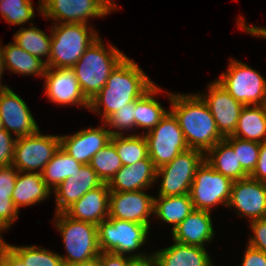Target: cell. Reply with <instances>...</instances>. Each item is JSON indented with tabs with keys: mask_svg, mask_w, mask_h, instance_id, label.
Instances as JSON below:
<instances>
[{
	"mask_svg": "<svg viewBox=\"0 0 266 266\" xmlns=\"http://www.w3.org/2000/svg\"><path fill=\"white\" fill-rule=\"evenodd\" d=\"M154 84L136 62L125 56L112 70L103 88L90 101L89 111L98 115L102 112L100 115L104 122L126 104L140 98Z\"/></svg>",
	"mask_w": 266,
	"mask_h": 266,
	"instance_id": "cell-1",
	"label": "cell"
},
{
	"mask_svg": "<svg viewBox=\"0 0 266 266\" xmlns=\"http://www.w3.org/2000/svg\"><path fill=\"white\" fill-rule=\"evenodd\" d=\"M170 110L178 119L189 148L204 154L224 137L217 129L207 104L198 94L167 93Z\"/></svg>",
	"mask_w": 266,
	"mask_h": 266,
	"instance_id": "cell-2",
	"label": "cell"
},
{
	"mask_svg": "<svg viewBox=\"0 0 266 266\" xmlns=\"http://www.w3.org/2000/svg\"><path fill=\"white\" fill-rule=\"evenodd\" d=\"M125 56L111 44L106 48L100 36L87 48L71 69L89 101L103 88L112 70Z\"/></svg>",
	"mask_w": 266,
	"mask_h": 266,
	"instance_id": "cell-3",
	"label": "cell"
},
{
	"mask_svg": "<svg viewBox=\"0 0 266 266\" xmlns=\"http://www.w3.org/2000/svg\"><path fill=\"white\" fill-rule=\"evenodd\" d=\"M51 29L50 68H72L87 48L99 37L85 23H54Z\"/></svg>",
	"mask_w": 266,
	"mask_h": 266,
	"instance_id": "cell-4",
	"label": "cell"
},
{
	"mask_svg": "<svg viewBox=\"0 0 266 266\" xmlns=\"http://www.w3.org/2000/svg\"><path fill=\"white\" fill-rule=\"evenodd\" d=\"M54 219L67 252L65 256L60 255L64 265L82 263L99 256L97 225L72 219L64 212L55 213Z\"/></svg>",
	"mask_w": 266,
	"mask_h": 266,
	"instance_id": "cell-5",
	"label": "cell"
},
{
	"mask_svg": "<svg viewBox=\"0 0 266 266\" xmlns=\"http://www.w3.org/2000/svg\"><path fill=\"white\" fill-rule=\"evenodd\" d=\"M149 227L132 221L108 218L98 224L100 252L127 255L134 259H145L150 254H132L144 245Z\"/></svg>",
	"mask_w": 266,
	"mask_h": 266,
	"instance_id": "cell-6",
	"label": "cell"
},
{
	"mask_svg": "<svg viewBox=\"0 0 266 266\" xmlns=\"http://www.w3.org/2000/svg\"><path fill=\"white\" fill-rule=\"evenodd\" d=\"M216 81L244 106L266 105V79L246 63L231 59Z\"/></svg>",
	"mask_w": 266,
	"mask_h": 266,
	"instance_id": "cell-7",
	"label": "cell"
},
{
	"mask_svg": "<svg viewBox=\"0 0 266 266\" xmlns=\"http://www.w3.org/2000/svg\"><path fill=\"white\" fill-rule=\"evenodd\" d=\"M144 135L148 143V156L156 169L170 163L178 154L189 149L178 119L171 110Z\"/></svg>",
	"mask_w": 266,
	"mask_h": 266,
	"instance_id": "cell-8",
	"label": "cell"
},
{
	"mask_svg": "<svg viewBox=\"0 0 266 266\" xmlns=\"http://www.w3.org/2000/svg\"><path fill=\"white\" fill-rule=\"evenodd\" d=\"M205 154L189 148L178 154L170 163L156 169V180L162 177L158 196H179L190 193L197 168Z\"/></svg>",
	"mask_w": 266,
	"mask_h": 266,
	"instance_id": "cell-9",
	"label": "cell"
},
{
	"mask_svg": "<svg viewBox=\"0 0 266 266\" xmlns=\"http://www.w3.org/2000/svg\"><path fill=\"white\" fill-rule=\"evenodd\" d=\"M233 182L204 160L196 170L189 193L194 209L211 212L216 205L227 206Z\"/></svg>",
	"mask_w": 266,
	"mask_h": 266,
	"instance_id": "cell-10",
	"label": "cell"
},
{
	"mask_svg": "<svg viewBox=\"0 0 266 266\" xmlns=\"http://www.w3.org/2000/svg\"><path fill=\"white\" fill-rule=\"evenodd\" d=\"M39 13L54 23H85L115 11L107 0H38Z\"/></svg>",
	"mask_w": 266,
	"mask_h": 266,
	"instance_id": "cell-11",
	"label": "cell"
},
{
	"mask_svg": "<svg viewBox=\"0 0 266 266\" xmlns=\"http://www.w3.org/2000/svg\"><path fill=\"white\" fill-rule=\"evenodd\" d=\"M59 148L60 136L43 135L40 130L30 136L16 138L12 165L18 171L42 173Z\"/></svg>",
	"mask_w": 266,
	"mask_h": 266,
	"instance_id": "cell-12",
	"label": "cell"
},
{
	"mask_svg": "<svg viewBox=\"0 0 266 266\" xmlns=\"http://www.w3.org/2000/svg\"><path fill=\"white\" fill-rule=\"evenodd\" d=\"M227 207L250 221L266 218V183L250 176L235 180Z\"/></svg>",
	"mask_w": 266,
	"mask_h": 266,
	"instance_id": "cell-13",
	"label": "cell"
},
{
	"mask_svg": "<svg viewBox=\"0 0 266 266\" xmlns=\"http://www.w3.org/2000/svg\"><path fill=\"white\" fill-rule=\"evenodd\" d=\"M213 115L220 134L225 138L235 132L243 104L236 101L216 80L209 83L208 93H198Z\"/></svg>",
	"mask_w": 266,
	"mask_h": 266,
	"instance_id": "cell-14",
	"label": "cell"
},
{
	"mask_svg": "<svg viewBox=\"0 0 266 266\" xmlns=\"http://www.w3.org/2000/svg\"><path fill=\"white\" fill-rule=\"evenodd\" d=\"M154 209V196L145 190L118 192L110 191L109 217L136 222L150 228L149 217Z\"/></svg>",
	"mask_w": 266,
	"mask_h": 266,
	"instance_id": "cell-15",
	"label": "cell"
},
{
	"mask_svg": "<svg viewBox=\"0 0 266 266\" xmlns=\"http://www.w3.org/2000/svg\"><path fill=\"white\" fill-rule=\"evenodd\" d=\"M44 87L48 99L57 105H77L89 109L90 101L83 94L71 68L47 67Z\"/></svg>",
	"mask_w": 266,
	"mask_h": 266,
	"instance_id": "cell-16",
	"label": "cell"
},
{
	"mask_svg": "<svg viewBox=\"0 0 266 266\" xmlns=\"http://www.w3.org/2000/svg\"><path fill=\"white\" fill-rule=\"evenodd\" d=\"M0 115L3 128L15 137L30 136L39 131L38 124L25 101L12 89H0Z\"/></svg>",
	"mask_w": 266,
	"mask_h": 266,
	"instance_id": "cell-17",
	"label": "cell"
},
{
	"mask_svg": "<svg viewBox=\"0 0 266 266\" xmlns=\"http://www.w3.org/2000/svg\"><path fill=\"white\" fill-rule=\"evenodd\" d=\"M106 127L103 122V126L97 128L90 126L72 135H60V147L81 164H89L91 158L111 140Z\"/></svg>",
	"mask_w": 266,
	"mask_h": 266,
	"instance_id": "cell-18",
	"label": "cell"
},
{
	"mask_svg": "<svg viewBox=\"0 0 266 266\" xmlns=\"http://www.w3.org/2000/svg\"><path fill=\"white\" fill-rule=\"evenodd\" d=\"M103 184L102 180L89 164H83L69 178L61 182L53 193L55 194L56 213L64 212L88 191Z\"/></svg>",
	"mask_w": 266,
	"mask_h": 266,
	"instance_id": "cell-19",
	"label": "cell"
},
{
	"mask_svg": "<svg viewBox=\"0 0 266 266\" xmlns=\"http://www.w3.org/2000/svg\"><path fill=\"white\" fill-rule=\"evenodd\" d=\"M109 194L107 183L88 191L79 200L68 207L64 213L72 219L94 225L109 217Z\"/></svg>",
	"mask_w": 266,
	"mask_h": 266,
	"instance_id": "cell-20",
	"label": "cell"
},
{
	"mask_svg": "<svg viewBox=\"0 0 266 266\" xmlns=\"http://www.w3.org/2000/svg\"><path fill=\"white\" fill-rule=\"evenodd\" d=\"M210 215L211 212L208 211H192L184 221L171 230L173 241L205 248L204 244L211 242L215 235Z\"/></svg>",
	"mask_w": 266,
	"mask_h": 266,
	"instance_id": "cell-21",
	"label": "cell"
},
{
	"mask_svg": "<svg viewBox=\"0 0 266 266\" xmlns=\"http://www.w3.org/2000/svg\"><path fill=\"white\" fill-rule=\"evenodd\" d=\"M156 181V168L149 158L135 164L122 166L107 183L110 191L130 192L151 188Z\"/></svg>",
	"mask_w": 266,
	"mask_h": 266,
	"instance_id": "cell-22",
	"label": "cell"
},
{
	"mask_svg": "<svg viewBox=\"0 0 266 266\" xmlns=\"http://www.w3.org/2000/svg\"><path fill=\"white\" fill-rule=\"evenodd\" d=\"M173 242L152 254L157 266H214L206 248Z\"/></svg>",
	"mask_w": 266,
	"mask_h": 266,
	"instance_id": "cell-23",
	"label": "cell"
},
{
	"mask_svg": "<svg viewBox=\"0 0 266 266\" xmlns=\"http://www.w3.org/2000/svg\"><path fill=\"white\" fill-rule=\"evenodd\" d=\"M51 193L41 173L18 171L12 201L19 211L20 207L35 205L46 200Z\"/></svg>",
	"mask_w": 266,
	"mask_h": 266,
	"instance_id": "cell-24",
	"label": "cell"
},
{
	"mask_svg": "<svg viewBox=\"0 0 266 266\" xmlns=\"http://www.w3.org/2000/svg\"><path fill=\"white\" fill-rule=\"evenodd\" d=\"M205 161L216 172L229 177L233 181L249 176L241 167L233 147L225 139L219 141L205 153Z\"/></svg>",
	"mask_w": 266,
	"mask_h": 266,
	"instance_id": "cell-25",
	"label": "cell"
},
{
	"mask_svg": "<svg viewBox=\"0 0 266 266\" xmlns=\"http://www.w3.org/2000/svg\"><path fill=\"white\" fill-rule=\"evenodd\" d=\"M232 136L257 143L265 141L266 105L244 106Z\"/></svg>",
	"mask_w": 266,
	"mask_h": 266,
	"instance_id": "cell-26",
	"label": "cell"
},
{
	"mask_svg": "<svg viewBox=\"0 0 266 266\" xmlns=\"http://www.w3.org/2000/svg\"><path fill=\"white\" fill-rule=\"evenodd\" d=\"M5 68L14 74L36 75L43 78L47 66L46 63L36 56L29 54L15 42L1 46Z\"/></svg>",
	"mask_w": 266,
	"mask_h": 266,
	"instance_id": "cell-27",
	"label": "cell"
},
{
	"mask_svg": "<svg viewBox=\"0 0 266 266\" xmlns=\"http://www.w3.org/2000/svg\"><path fill=\"white\" fill-rule=\"evenodd\" d=\"M194 210L189 193L179 196H154V216L173 225L172 230Z\"/></svg>",
	"mask_w": 266,
	"mask_h": 266,
	"instance_id": "cell-28",
	"label": "cell"
},
{
	"mask_svg": "<svg viewBox=\"0 0 266 266\" xmlns=\"http://www.w3.org/2000/svg\"><path fill=\"white\" fill-rule=\"evenodd\" d=\"M162 91L154 84L140 98L135 100V129L142 128L146 132L151 131L167 114L169 110H165L160 102L154 97ZM155 95V96H154Z\"/></svg>",
	"mask_w": 266,
	"mask_h": 266,
	"instance_id": "cell-29",
	"label": "cell"
},
{
	"mask_svg": "<svg viewBox=\"0 0 266 266\" xmlns=\"http://www.w3.org/2000/svg\"><path fill=\"white\" fill-rule=\"evenodd\" d=\"M80 162L68 155L60 147L42 171V178L47 187L53 191L76 170H80Z\"/></svg>",
	"mask_w": 266,
	"mask_h": 266,
	"instance_id": "cell-30",
	"label": "cell"
},
{
	"mask_svg": "<svg viewBox=\"0 0 266 266\" xmlns=\"http://www.w3.org/2000/svg\"><path fill=\"white\" fill-rule=\"evenodd\" d=\"M25 28L20 27V30L15 32L13 35L14 42L27 51L29 54L38 57L43 60L46 64L49 61L50 50H51V35H47L44 31L33 26ZM47 57L46 60L43 58Z\"/></svg>",
	"mask_w": 266,
	"mask_h": 266,
	"instance_id": "cell-31",
	"label": "cell"
},
{
	"mask_svg": "<svg viewBox=\"0 0 266 266\" xmlns=\"http://www.w3.org/2000/svg\"><path fill=\"white\" fill-rule=\"evenodd\" d=\"M123 166L135 164L148 157V143L144 134L111 136Z\"/></svg>",
	"mask_w": 266,
	"mask_h": 266,
	"instance_id": "cell-32",
	"label": "cell"
},
{
	"mask_svg": "<svg viewBox=\"0 0 266 266\" xmlns=\"http://www.w3.org/2000/svg\"><path fill=\"white\" fill-rule=\"evenodd\" d=\"M89 165L103 183H108L123 166L115 145L111 141L91 158Z\"/></svg>",
	"mask_w": 266,
	"mask_h": 266,
	"instance_id": "cell-33",
	"label": "cell"
},
{
	"mask_svg": "<svg viewBox=\"0 0 266 266\" xmlns=\"http://www.w3.org/2000/svg\"><path fill=\"white\" fill-rule=\"evenodd\" d=\"M10 249L22 260L25 266H64L60 254L37 246H14Z\"/></svg>",
	"mask_w": 266,
	"mask_h": 266,
	"instance_id": "cell-34",
	"label": "cell"
},
{
	"mask_svg": "<svg viewBox=\"0 0 266 266\" xmlns=\"http://www.w3.org/2000/svg\"><path fill=\"white\" fill-rule=\"evenodd\" d=\"M31 0H0V15L6 22L24 25L35 16Z\"/></svg>",
	"mask_w": 266,
	"mask_h": 266,
	"instance_id": "cell-35",
	"label": "cell"
},
{
	"mask_svg": "<svg viewBox=\"0 0 266 266\" xmlns=\"http://www.w3.org/2000/svg\"><path fill=\"white\" fill-rule=\"evenodd\" d=\"M224 139L233 147L241 167L250 175L259 158L260 143L233 136H227Z\"/></svg>",
	"mask_w": 266,
	"mask_h": 266,
	"instance_id": "cell-36",
	"label": "cell"
},
{
	"mask_svg": "<svg viewBox=\"0 0 266 266\" xmlns=\"http://www.w3.org/2000/svg\"><path fill=\"white\" fill-rule=\"evenodd\" d=\"M104 123L106 126L113 128V130L108 128L111 136L124 135L125 131H131L135 128V101L117 110L114 114L109 116ZM114 129L116 130L114 131Z\"/></svg>",
	"mask_w": 266,
	"mask_h": 266,
	"instance_id": "cell-37",
	"label": "cell"
},
{
	"mask_svg": "<svg viewBox=\"0 0 266 266\" xmlns=\"http://www.w3.org/2000/svg\"><path fill=\"white\" fill-rule=\"evenodd\" d=\"M4 128L0 129V166L12 165L16 138Z\"/></svg>",
	"mask_w": 266,
	"mask_h": 266,
	"instance_id": "cell-38",
	"label": "cell"
},
{
	"mask_svg": "<svg viewBox=\"0 0 266 266\" xmlns=\"http://www.w3.org/2000/svg\"><path fill=\"white\" fill-rule=\"evenodd\" d=\"M253 236L250 235L248 245L266 253V218L250 221Z\"/></svg>",
	"mask_w": 266,
	"mask_h": 266,
	"instance_id": "cell-39",
	"label": "cell"
},
{
	"mask_svg": "<svg viewBox=\"0 0 266 266\" xmlns=\"http://www.w3.org/2000/svg\"><path fill=\"white\" fill-rule=\"evenodd\" d=\"M18 214L19 211L15 208L12 198L7 194H0V223L10 229L19 217Z\"/></svg>",
	"mask_w": 266,
	"mask_h": 266,
	"instance_id": "cell-40",
	"label": "cell"
},
{
	"mask_svg": "<svg viewBox=\"0 0 266 266\" xmlns=\"http://www.w3.org/2000/svg\"><path fill=\"white\" fill-rule=\"evenodd\" d=\"M18 170L13 165L0 166V194H7L12 198Z\"/></svg>",
	"mask_w": 266,
	"mask_h": 266,
	"instance_id": "cell-41",
	"label": "cell"
},
{
	"mask_svg": "<svg viewBox=\"0 0 266 266\" xmlns=\"http://www.w3.org/2000/svg\"><path fill=\"white\" fill-rule=\"evenodd\" d=\"M242 266H266V253L247 244Z\"/></svg>",
	"mask_w": 266,
	"mask_h": 266,
	"instance_id": "cell-42",
	"label": "cell"
},
{
	"mask_svg": "<svg viewBox=\"0 0 266 266\" xmlns=\"http://www.w3.org/2000/svg\"><path fill=\"white\" fill-rule=\"evenodd\" d=\"M99 257L101 260V266H129L134 260V258L130 256L115 254L112 252H100Z\"/></svg>",
	"mask_w": 266,
	"mask_h": 266,
	"instance_id": "cell-43",
	"label": "cell"
},
{
	"mask_svg": "<svg viewBox=\"0 0 266 266\" xmlns=\"http://www.w3.org/2000/svg\"><path fill=\"white\" fill-rule=\"evenodd\" d=\"M249 176L266 183V140L260 143L259 158L255 169Z\"/></svg>",
	"mask_w": 266,
	"mask_h": 266,
	"instance_id": "cell-44",
	"label": "cell"
},
{
	"mask_svg": "<svg viewBox=\"0 0 266 266\" xmlns=\"http://www.w3.org/2000/svg\"><path fill=\"white\" fill-rule=\"evenodd\" d=\"M241 15L237 18L238 20V27L242 30H244L245 32L249 33L252 36L255 37H262L266 39V27H258V26H251V25H247V23L244 21L245 18L241 17Z\"/></svg>",
	"mask_w": 266,
	"mask_h": 266,
	"instance_id": "cell-45",
	"label": "cell"
},
{
	"mask_svg": "<svg viewBox=\"0 0 266 266\" xmlns=\"http://www.w3.org/2000/svg\"><path fill=\"white\" fill-rule=\"evenodd\" d=\"M6 264L8 266H25L22 260L11 249L6 253Z\"/></svg>",
	"mask_w": 266,
	"mask_h": 266,
	"instance_id": "cell-46",
	"label": "cell"
},
{
	"mask_svg": "<svg viewBox=\"0 0 266 266\" xmlns=\"http://www.w3.org/2000/svg\"><path fill=\"white\" fill-rule=\"evenodd\" d=\"M129 266H157L154 256L151 254L145 259H134Z\"/></svg>",
	"mask_w": 266,
	"mask_h": 266,
	"instance_id": "cell-47",
	"label": "cell"
},
{
	"mask_svg": "<svg viewBox=\"0 0 266 266\" xmlns=\"http://www.w3.org/2000/svg\"><path fill=\"white\" fill-rule=\"evenodd\" d=\"M8 228L0 223V260L4 258L5 254L10 250V244L6 243L1 236V232Z\"/></svg>",
	"mask_w": 266,
	"mask_h": 266,
	"instance_id": "cell-48",
	"label": "cell"
},
{
	"mask_svg": "<svg viewBox=\"0 0 266 266\" xmlns=\"http://www.w3.org/2000/svg\"><path fill=\"white\" fill-rule=\"evenodd\" d=\"M64 266H101V260H100V257L97 256L91 260H88L82 263L67 264Z\"/></svg>",
	"mask_w": 266,
	"mask_h": 266,
	"instance_id": "cell-49",
	"label": "cell"
},
{
	"mask_svg": "<svg viewBox=\"0 0 266 266\" xmlns=\"http://www.w3.org/2000/svg\"><path fill=\"white\" fill-rule=\"evenodd\" d=\"M1 45L2 44H0V81H1V78L3 76L4 70L6 69L5 68V63H4V58H3V53H2V50H1ZM4 88H8V86L2 85V82H1L0 83V89H4Z\"/></svg>",
	"mask_w": 266,
	"mask_h": 266,
	"instance_id": "cell-50",
	"label": "cell"
},
{
	"mask_svg": "<svg viewBox=\"0 0 266 266\" xmlns=\"http://www.w3.org/2000/svg\"><path fill=\"white\" fill-rule=\"evenodd\" d=\"M0 266H8L6 264V254H5L4 258L0 260Z\"/></svg>",
	"mask_w": 266,
	"mask_h": 266,
	"instance_id": "cell-51",
	"label": "cell"
},
{
	"mask_svg": "<svg viewBox=\"0 0 266 266\" xmlns=\"http://www.w3.org/2000/svg\"><path fill=\"white\" fill-rule=\"evenodd\" d=\"M115 9L117 8V4L114 3V0H107Z\"/></svg>",
	"mask_w": 266,
	"mask_h": 266,
	"instance_id": "cell-52",
	"label": "cell"
},
{
	"mask_svg": "<svg viewBox=\"0 0 266 266\" xmlns=\"http://www.w3.org/2000/svg\"><path fill=\"white\" fill-rule=\"evenodd\" d=\"M3 128V121H2V117L0 115V129Z\"/></svg>",
	"mask_w": 266,
	"mask_h": 266,
	"instance_id": "cell-53",
	"label": "cell"
}]
</instances>
